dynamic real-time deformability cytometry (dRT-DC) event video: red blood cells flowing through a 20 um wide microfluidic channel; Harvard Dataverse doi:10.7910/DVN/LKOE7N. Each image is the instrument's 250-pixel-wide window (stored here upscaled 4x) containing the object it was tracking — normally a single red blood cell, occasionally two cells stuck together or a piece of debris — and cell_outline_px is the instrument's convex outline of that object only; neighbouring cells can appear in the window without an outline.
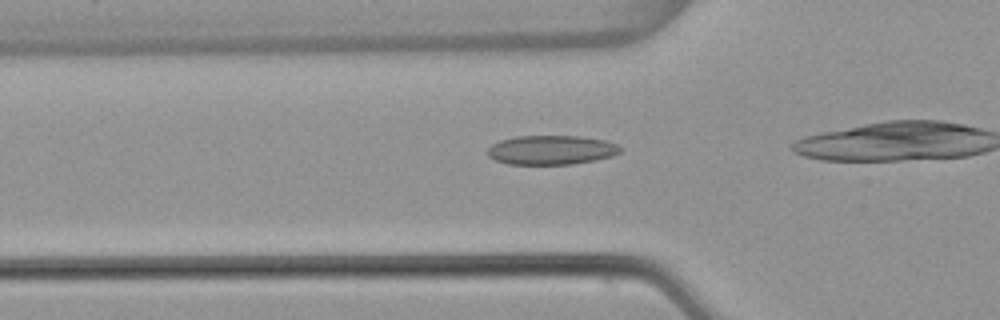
{"species": "common noctule bat (a hibernating species)", "species_latin": "Nyctalus noctula", "temperature_condition": "warm", "stored_images_in_passage": 35, "camera_frame_rate_fps": 3000, "um_per_image_px": 0.085, "animal": {"sex": "female", "body_mass_g": 22.7, "forearm_length_mm": 54.2}, "frame": {"image": 1, "passage_image": 11, "time_ms": 3.333, "image_size_px": [1000, 320], "cell_outline_px": [[624, 148], [620, 152], [612, 156], [596, 160], [572, 164], [508, 164], [496, 160], [488, 156], [484, 152], [492, 144], [500, 140], [516, 136], [580, 136], [604, 140], [616, 144]], "centroid_in_image_um": [46.85, 12.75], "position_along_channel_um": 79.0, "area_um2": 22.77}}
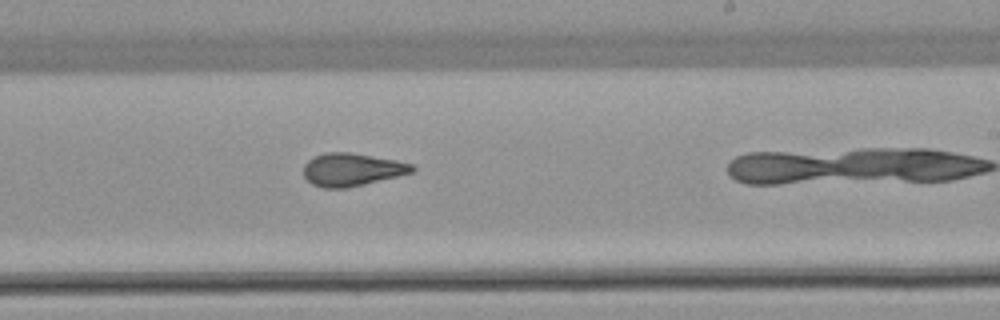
{"frame": {"image": 2, "passage_image": 25, "time_ms": 8.0, "image_size_px": [1000, 320], "cell_outline_px": [[416, 168], [412, 172], [364, 184], [344, 188], [324, 188], [312, 184], [304, 176], [304, 164], [308, 160], [324, 152], [348, 152], [396, 160], [412, 164]], "centroid_in_image_um": [29.88, 14.41], "position_along_channel_um": 259.1, "area_um2": 20.52}}